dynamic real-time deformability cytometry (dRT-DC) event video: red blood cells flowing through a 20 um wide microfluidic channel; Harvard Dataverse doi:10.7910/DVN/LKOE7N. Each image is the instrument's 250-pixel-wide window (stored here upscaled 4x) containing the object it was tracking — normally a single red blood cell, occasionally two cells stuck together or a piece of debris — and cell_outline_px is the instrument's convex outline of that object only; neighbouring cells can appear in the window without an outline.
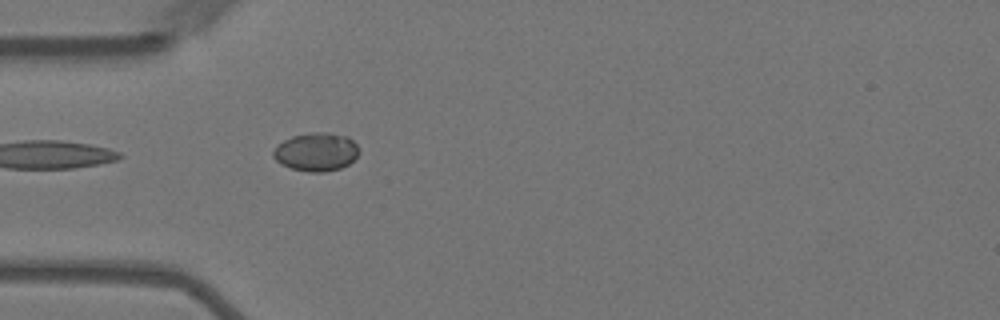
{"species": "Egyptian fruit bat (a non-hibernating species)", "species_latin": "Rousettus aegyptiacus", "temperature_condition": "warm", "stored_images_in_passage": 30, "camera_frame_rate_fps": 3000, "um_per_image_px": 0.085, "animal": {"sex": "female"}, "frame": {"image": 1, "passage_image": 1, "time_ms": 0.0, "image_size_px": [1000, 320], "cell_outline_px": [[360, 152], [348, 164], [340, 168], [324, 172], [308, 172], [292, 168], [280, 164], [272, 156], [272, 152], [276, 144], [292, 136], [308, 132], [328, 132], [348, 136], [360, 148]], "centroid_in_image_um": [26.86, 12.89], "position_along_channel_um": 58.1, "area_um2": 19.42}}
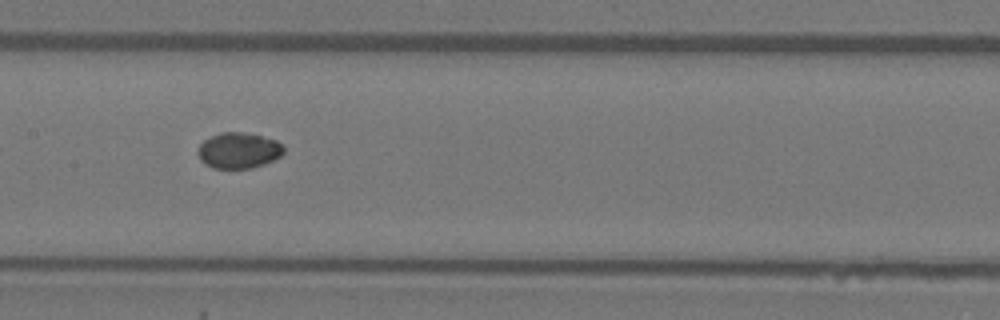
{"frame": {"image": 2, "passage_image": 12, "time_ms": 3.667, "image_size_px": [1000, 320], "cell_outline_px": [[284, 152], [280, 156], [264, 164], [252, 168], [212, 168], [204, 164], [200, 160], [196, 152], [200, 144], [204, 140], [220, 132], [240, 132], [260, 136], [276, 140], [284, 144]], "centroid_in_image_um": [20.26, 12.79], "position_along_channel_um": 187.1, "area_um2": 17.98}}
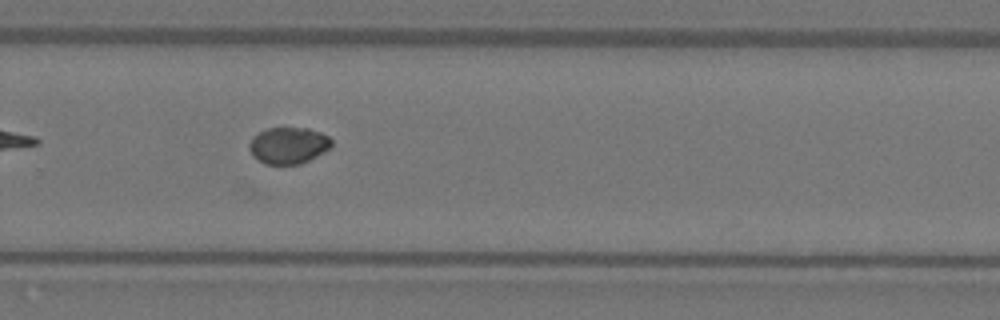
{"frame": {"image": 3, "passage_image": 22, "time_ms": 7.0, "image_size_px": [1000, 320], "cell_outline_px": [[332, 144], [324, 152], [300, 164], [264, 164], [252, 156], [248, 148], [248, 144], [252, 136], [268, 128], [308, 128], [320, 132], [328, 136], [332, 140]], "centroid_in_image_um": [24.48, 12.36], "position_along_channel_um": 305.3, "area_um2": 17.57}}